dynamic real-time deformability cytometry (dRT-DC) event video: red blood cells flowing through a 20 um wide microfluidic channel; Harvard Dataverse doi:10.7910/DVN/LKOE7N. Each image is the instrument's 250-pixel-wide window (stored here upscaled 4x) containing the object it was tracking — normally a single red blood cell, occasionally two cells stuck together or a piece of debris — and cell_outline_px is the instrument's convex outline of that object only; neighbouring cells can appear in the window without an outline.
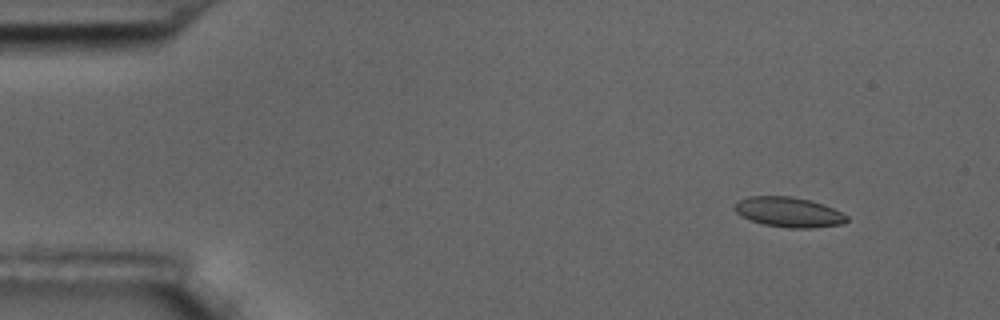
{"species": "common noctule bat (a hibernating species)", "species_latin": "Nyctalus noctula", "temperature_condition": "room temperature", "stored_images_in_passage": 4, "camera_frame_rate_fps": 3000, "um_per_image_px": 0.085, "animal": {"sex": "male", "body_mass_g": 17.5, "forearm_length_mm": 52.3}, "frame": {"image": 1, "passage_image": 1, "time_ms": 0.0, "image_size_px": [1000, 320], "cell_outline_px": [[848, 220], [844, 224], [812, 228], [788, 228], [764, 224], [752, 220], [736, 212], [736, 204], [740, 200], [748, 196], [792, 196], [808, 200], [832, 208], [848, 216]], "centroid_in_image_um": [67.08, 18.04], "position_along_channel_um": 17.9, "area_um2": 19.25}}
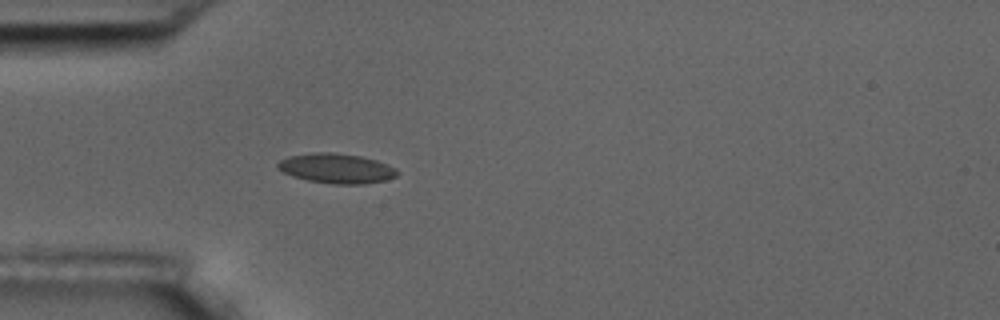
{"frame": {"image": 2, "passage_image": 4, "time_ms": 3.667, "image_size_px": [1000, 320], "cell_outline_px": [[400, 172], [396, 176], [384, 180], [364, 184], [332, 184], [308, 180], [292, 176], [276, 168], [276, 164], [280, 160], [288, 156], [312, 152], [332, 152], [360, 156], [376, 160], [388, 164], [396, 168]], "centroid_in_image_um": [28.59, 14.31], "position_along_channel_um": 56.4, "area_um2": 20.87}}